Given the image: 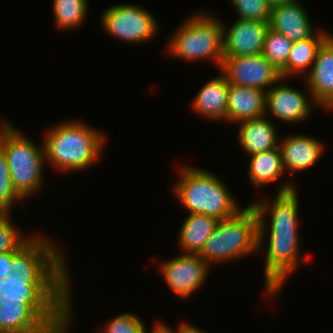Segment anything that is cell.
I'll use <instances>...</instances> for the list:
<instances>
[{"label": "cell", "mask_w": 333, "mask_h": 333, "mask_svg": "<svg viewBox=\"0 0 333 333\" xmlns=\"http://www.w3.org/2000/svg\"><path fill=\"white\" fill-rule=\"evenodd\" d=\"M47 238L34 234L14 252L12 273L0 280V296L24 297L56 331L72 319V286L64 255Z\"/></svg>", "instance_id": "1"}, {"label": "cell", "mask_w": 333, "mask_h": 333, "mask_svg": "<svg viewBox=\"0 0 333 333\" xmlns=\"http://www.w3.org/2000/svg\"><path fill=\"white\" fill-rule=\"evenodd\" d=\"M273 203L260 201L251 203L259 218L258 252L264 250V235L267 232V217L270 214V234L265 256V295L277 296L287 278L305 261L300 251L298 235L299 199L292 182L279 186ZM263 202V203H262ZM270 212V213H269ZM263 245V246H262ZM301 253V254H300Z\"/></svg>", "instance_id": "2"}, {"label": "cell", "mask_w": 333, "mask_h": 333, "mask_svg": "<svg viewBox=\"0 0 333 333\" xmlns=\"http://www.w3.org/2000/svg\"><path fill=\"white\" fill-rule=\"evenodd\" d=\"M105 137L82 121L60 122L45 132V162L61 173L87 169L100 158Z\"/></svg>", "instance_id": "3"}, {"label": "cell", "mask_w": 333, "mask_h": 333, "mask_svg": "<svg viewBox=\"0 0 333 333\" xmlns=\"http://www.w3.org/2000/svg\"><path fill=\"white\" fill-rule=\"evenodd\" d=\"M178 168L180 180L172 191L188 213L205 214L224 220L241 210L228 188L213 172L198 167Z\"/></svg>", "instance_id": "4"}, {"label": "cell", "mask_w": 333, "mask_h": 333, "mask_svg": "<svg viewBox=\"0 0 333 333\" xmlns=\"http://www.w3.org/2000/svg\"><path fill=\"white\" fill-rule=\"evenodd\" d=\"M259 218L249 204L235 216L219 220L198 254L209 266L258 253Z\"/></svg>", "instance_id": "5"}, {"label": "cell", "mask_w": 333, "mask_h": 333, "mask_svg": "<svg viewBox=\"0 0 333 333\" xmlns=\"http://www.w3.org/2000/svg\"><path fill=\"white\" fill-rule=\"evenodd\" d=\"M31 141L8 123L0 128V147L3 149L13 189L22 198L41 191L45 162L44 145Z\"/></svg>", "instance_id": "6"}, {"label": "cell", "mask_w": 333, "mask_h": 333, "mask_svg": "<svg viewBox=\"0 0 333 333\" xmlns=\"http://www.w3.org/2000/svg\"><path fill=\"white\" fill-rule=\"evenodd\" d=\"M180 25L167 42L166 52L184 60H210L221 68L224 58L223 22L211 14H193Z\"/></svg>", "instance_id": "7"}, {"label": "cell", "mask_w": 333, "mask_h": 333, "mask_svg": "<svg viewBox=\"0 0 333 333\" xmlns=\"http://www.w3.org/2000/svg\"><path fill=\"white\" fill-rule=\"evenodd\" d=\"M101 26L113 37L133 44L149 42L158 31V22L147 9L136 4H119L101 12Z\"/></svg>", "instance_id": "8"}, {"label": "cell", "mask_w": 333, "mask_h": 333, "mask_svg": "<svg viewBox=\"0 0 333 333\" xmlns=\"http://www.w3.org/2000/svg\"><path fill=\"white\" fill-rule=\"evenodd\" d=\"M219 70L230 85L252 87L265 92L282 79L280 71L262 54L224 56Z\"/></svg>", "instance_id": "9"}, {"label": "cell", "mask_w": 333, "mask_h": 333, "mask_svg": "<svg viewBox=\"0 0 333 333\" xmlns=\"http://www.w3.org/2000/svg\"><path fill=\"white\" fill-rule=\"evenodd\" d=\"M209 265L198 254H184L167 259L159 271L173 292L188 298L202 288L208 276Z\"/></svg>", "instance_id": "10"}, {"label": "cell", "mask_w": 333, "mask_h": 333, "mask_svg": "<svg viewBox=\"0 0 333 333\" xmlns=\"http://www.w3.org/2000/svg\"><path fill=\"white\" fill-rule=\"evenodd\" d=\"M284 80L286 79H280L266 92L265 112L271 113L274 118L276 117L277 120H282L285 123H302L310 117L314 106L318 107V105L309 91L306 95L301 89L291 88V86L281 82Z\"/></svg>", "instance_id": "11"}, {"label": "cell", "mask_w": 333, "mask_h": 333, "mask_svg": "<svg viewBox=\"0 0 333 333\" xmlns=\"http://www.w3.org/2000/svg\"><path fill=\"white\" fill-rule=\"evenodd\" d=\"M70 323L55 331L24 297L0 296V333H67Z\"/></svg>", "instance_id": "12"}, {"label": "cell", "mask_w": 333, "mask_h": 333, "mask_svg": "<svg viewBox=\"0 0 333 333\" xmlns=\"http://www.w3.org/2000/svg\"><path fill=\"white\" fill-rule=\"evenodd\" d=\"M268 22L238 18L226 31L223 24L224 56H255L262 54Z\"/></svg>", "instance_id": "13"}, {"label": "cell", "mask_w": 333, "mask_h": 333, "mask_svg": "<svg viewBox=\"0 0 333 333\" xmlns=\"http://www.w3.org/2000/svg\"><path fill=\"white\" fill-rule=\"evenodd\" d=\"M307 91L321 108L333 110V35L319 47L313 66L304 77Z\"/></svg>", "instance_id": "14"}, {"label": "cell", "mask_w": 333, "mask_h": 333, "mask_svg": "<svg viewBox=\"0 0 333 333\" xmlns=\"http://www.w3.org/2000/svg\"><path fill=\"white\" fill-rule=\"evenodd\" d=\"M299 0L271 8L269 28L285 35L292 42L311 37L316 29ZM315 30V31H314Z\"/></svg>", "instance_id": "15"}, {"label": "cell", "mask_w": 333, "mask_h": 333, "mask_svg": "<svg viewBox=\"0 0 333 333\" xmlns=\"http://www.w3.org/2000/svg\"><path fill=\"white\" fill-rule=\"evenodd\" d=\"M279 148L284 170L295 173L311 168L324 152V144L310 135H289L281 138Z\"/></svg>", "instance_id": "16"}, {"label": "cell", "mask_w": 333, "mask_h": 333, "mask_svg": "<svg viewBox=\"0 0 333 333\" xmlns=\"http://www.w3.org/2000/svg\"><path fill=\"white\" fill-rule=\"evenodd\" d=\"M266 92L264 90L229 84L227 119L240 123L266 115Z\"/></svg>", "instance_id": "17"}, {"label": "cell", "mask_w": 333, "mask_h": 333, "mask_svg": "<svg viewBox=\"0 0 333 333\" xmlns=\"http://www.w3.org/2000/svg\"><path fill=\"white\" fill-rule=\"evenodd\" d=\"M229 83L221 73L201 87L192 101V109L210 120L227 119Z\"/></svg>", "instance_id": "18"}, {"label": "cell", "mask_w": 333, "mask_h": 333, "mask_svg": "<svg viewBox=\"0 0 333 333\" xmlns=\"http://www.w3.org/2000/svg\"><path fill=\"white\" fill-rule=\"evenodd\" d=\"M238 141L246 154L252 155L279 146L275 125L263 116L238 123Z\"/></svg>", "instance_id": "19"}, {"label": "cell", "mask_w": 333, "mask_h": 333, "mask_svg": "<svg viewBox=\"0 0 333 333\" xmlns=\"http://www.w3.org/2000/svg\"><path fill=\"white\" fill-rule=\"evenodd\" d=\"M330 35L325 29L319 28L311 37L293 42L287 64L280 70L282 78L301 74L305 77L313 66L319 47Z\"/></svg>", "instance_id": "20"}, {"label": "cell", "mask_w": 333, "mask_h": 333, "mask_svg": "<svg viewBox=\"0 0 333 333\" xmlns=\"http://www.w3.org/2000/svg\"><path fill=\"white\" fill-rule=\"evenodd\" d=\"M219 220L205 214H189L182 223L178 245L184 254H199Z\"/></svg>", "instance_id": "21"}, {"label": "cell", "mask_w": 333, "mask_h": 333, "mask_svg": "<svg viewBox=\"0 0 333 333\" xmlns=\"http://www.w3.org/2000/svg\"><path fill=\"white\" fill-rule=\"evenodd\" d=\"M248 177L254 188L274 182L285 172L279 146L249 156Z\"/></svg>", "instance_id": "22"}, {"label": "cell", "mask_w": 333, "mask_h": 333, "mask_svg": "<svg viewBox=\"0 0 333 333\" xmlns=\"http://www.w3.org/2000/svg\"><path fill=\"white\" fill-rule=\"evenodd\" d=\"M55 26L59 30L82 26L87 17L88 0H53Z\"/></svg>", "instance_id": "23"}, {"label": "cell", "mask_w": 333, "mask_h": 333, "mask_svg": "<svg viewBox=\"0 0 333 333\" xmlns=\"http://www.w3.org/2000/svg\"><path fill=\"white\" fill-rule=\"evenodd\" d=\"M292 44L285 35L268 28L262 55L280 71L287 64Z\"/></svg>", "instance_id": "24"}, {"label": "cell", "mask_w": 333, "mask_h": 333, "mask_svg": "<svg viewBox=\"0 0 333 333\" xmlns=\"http://www.w3.org/2000/svg\"><path fill=\"white\" fill-rule=\"evenodd\" d=\"M17 200L22 198L13 189L7 159L0 147V214H10Z\"/></svg>", "instance_id": "25"}, {"label": "cell", "mask_w": 333, "mask_h": 333, "mask_svg": "<svg viewBox=\"0 0 333 333\" xmlns=\"http://www.w3.org/2000/svg\"><path fill=\"white\" fill-rule=\"evenodd\" d=\"M10 217V214H0V254L17 251L31 238L21 234Z\"/></svg>", "instance_id": "26"}, {"label": "cell", "mask_w": 333, "mask_h": 333, "mask_svg": "<svg viewBox=\"0 0 333 333\" xmlns=\"http://www.w3.org/2000/svg\"><path fill=\"white\" fill-rule=\"evenodd\" d=\"M237 18L269 22L271 6L267 0H231Z\"/></svg>", "instance_id": "27"}, {"label": "cell", "mask_w": 333, "mask_h": 333, "mask_svg": "<svg viewBox=\"0 0 333 333\" xmlns=\"http://www.w3.org/2000/svg\"><path fill=\"white\" fill-rule=\"evenodd\" d=\"M145 327L146 324L140 317L127 312L119 314L107 322L102 333H147Z\"/></svg>", "instance_id": "28"}, {"label": "cell", "mask_w": 333, "mask_h": 333, "mask_svg": "<svg viewBox=\"0 0 333 333\" xmlns=\"http://www.w3.org/2000/svg\"><path fill=\"white\" fill-rule=\"evenodd\" d=\"M14 257V252L0 254V280L10 276L12 273L11 260Z\"/></svg>", "instance_id": "29"}, {"label": "cell", "mask_w": 333, "mask_h": 333, "mask_svg": "<svg viewBox=\"0 0 333 333\" xmlns=\"http://www.w3.org/2000/svg\"><path fill=\"white\" fill-rule=\"evenodd\" d=\"M172 333H207L188 322H181L177 330L168 327Z\"/></svg>", "instance_id": "30"}, {"label": "cell", "mask_w": 333, "mask_h": 333, "mask_svg": "<svg viewBox=\"0 0 333 333\" xmlns=\"http://www.w3.org/2000/svg\"><path fill=\"white\" fill-rule=\"evenodd\" d=\"M157 323V324H156ZM154 327L152 328L151 332H147V333H172L170 331V329L168 328V326H166L165 323L163 322H156Z\"/></svg>", "instance_id": "31"}, {"label": "cell", "mask_w": 333, "mask_h": 333, "mask_svg": "<svg viewBox=\"0 0 333 333\" xmlns=\"http://www.w3.org/2000/svg\"><path fill=\"white\" fill-rule=\"evenodd\" d=\"M291 1H293V0H267L268 4L271 7H274V6L279 5V4L289 3Z\"/></svg>", "instance_id": "32"}, {"label": "cell", "mask_w": 333, "mask_h": 333, "mask_svg": "<svg viewBox=\"0 0 333 333\" xmlns=\"http://www.w3.org/2000/svg\"><path fill=\"white\" fill-rule=\"evenodd\" d=\"M7 122V120L4 122L3 121V123H0L1 125H0V128L5 124Z\"/></svg>", "instance_id": "33"}]
</instances>
